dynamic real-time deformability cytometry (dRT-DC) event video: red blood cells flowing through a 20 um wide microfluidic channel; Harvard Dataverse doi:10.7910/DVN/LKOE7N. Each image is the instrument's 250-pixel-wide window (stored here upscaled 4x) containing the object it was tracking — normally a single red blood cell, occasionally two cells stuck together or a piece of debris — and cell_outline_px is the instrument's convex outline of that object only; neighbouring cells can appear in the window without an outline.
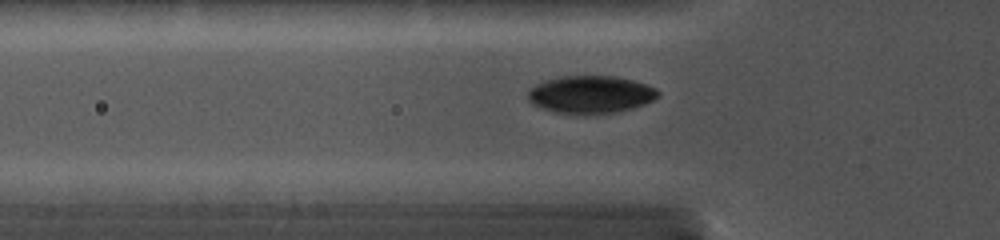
{"species": "common noctule bat (a hibernating species)", "species_latin": "Nyctalus noctula", "temperature_condition": "cold", "stored_images_in_passage": 23, "camera_frame_rate_fps": 5000, "um_per_image_px": 0.085, "animal": {"sex": "female", "body_mass_g": 19.0, "forearm_length_mm": 56.7}, "frame": {"image": 1, "passage_image": 4, "time_ms": 1.8, "image_size_px": [1000, 240], "cell_outline_px": [[660, 96], [644, 104], [632, 108], [616, 112], [584, 116], [576, 116], [552, 112], [532, 104], [528, 100], [528, 92], [536, 84], [544, 80], [560, 76], [616, 76], [648, 84], [656, 88], [660, 92]], "centroid_in_image_um": [50.2, 8.06], "position_along_channel_um": 75.6, "area_um2": 29.19}}
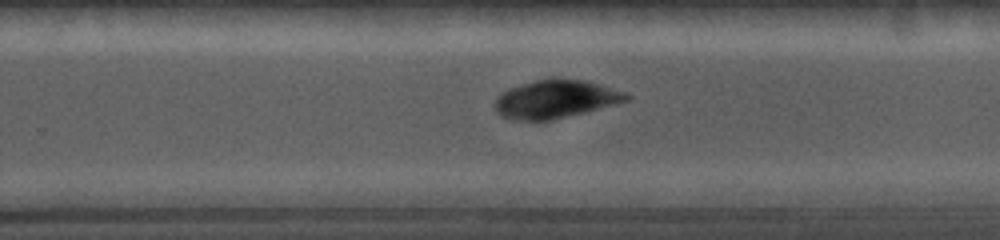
{"frame": {"image": 2, "passage_image": 13, "time_ms": 7.0, "image_size_px": [1000, 240], "cell_outline_px": [[632, 96], [628, 100], [584, 112], [548, 120], [512, 120], [496, 112], [496, 96], [508, 88], [536, 80], [552, 76], [588, 80], [628, 92]], "centroid_in_image_um": [47.25, 8.38], "position_along_channel_um": 282.5, "area_um2": 29.48}}
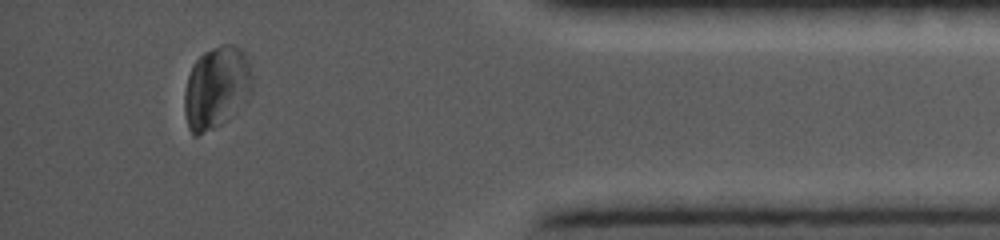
{"frame": {"image": 3, "passage_image": 20, "time_ms": 11.0, "image_size_px": [1000, 240], "cell_outline_px": [[252, 92], [244, 104], [216, 128], [200, 136], [192, 136], [188, 128], [184, 112], [184, 92], [188, 76], [192, 64], [204, 52], [220, 44], [232, 44], [240, 48], [244, 52], [248, 60], [252, 76]], "centroid_in_image_um": [18.39, 7.47], "position_along_channel_um": 416.8, "area_um2": 33.0}}